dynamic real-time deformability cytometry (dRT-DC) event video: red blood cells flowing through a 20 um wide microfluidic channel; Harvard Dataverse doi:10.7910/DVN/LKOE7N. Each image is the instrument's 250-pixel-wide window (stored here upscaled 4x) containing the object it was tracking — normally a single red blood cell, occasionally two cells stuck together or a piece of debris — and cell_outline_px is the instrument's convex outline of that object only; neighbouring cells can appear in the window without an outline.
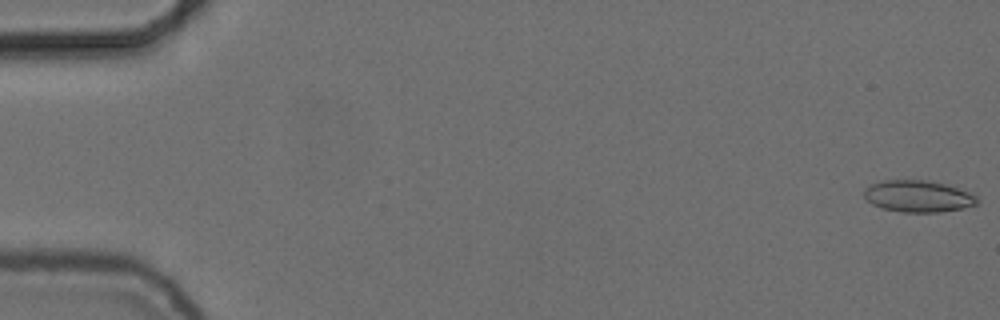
{"species": "common noctule bat (a hibernating species)", "species_latin": "Nyctalus noctula", "temperature_condition": "cold", "stored_images_in_passage": 56, "camera_frame_rate_fps": 3000, "um_per_image_px": 0.085, "animal": {"sex": "female", "body_mass_g": 24.6, "forearm_length_mm": 56.2}, "frame": {"image": 1, "passage_image": 1, "time_ms": 0.0, "image_size_px": [1000, 320], "cell_outline_px": [[980, 200], [976, 204], [960, 208], [940, 212], [904, 212], [884, 208], [872, 204], [864, 196], [864, 188], [872, 184], [884, 180], [928, 180], [944, 184], [968, 192], [976, 196]], "centroid_in_image_um": [78.02, 16.67], "position_along_channel_um": 7.0, "area_um2": 20.58}}
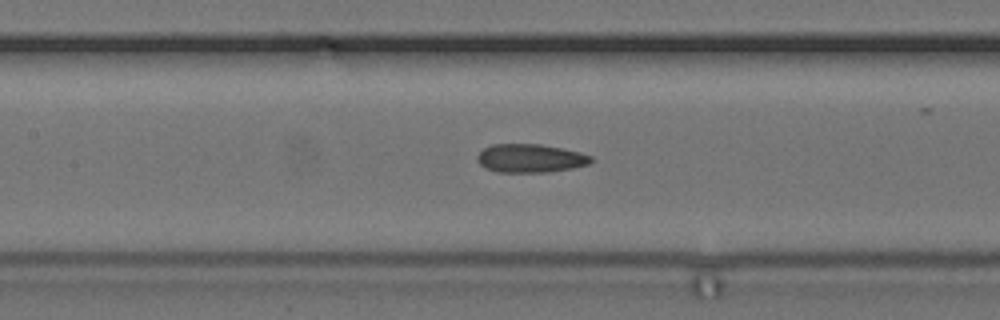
{"frame": {"image": 2, "passage_image": 26, "time_ms": 8.333, "image_size_px": [1000, 320], "cell_outline_px": [[596, 160], [588, 164], [572, 168], [548, 172], [496, 172], [484, 168], [476, 160], [476, 156], [484, 148], [492, 144], [540, 144], [564, 148], [580, 152], [592, 156]], "centroid_in_image_um": [45.09, 13.45], "position_along_channel_um": 162.3, "area_um2": 19.13}}
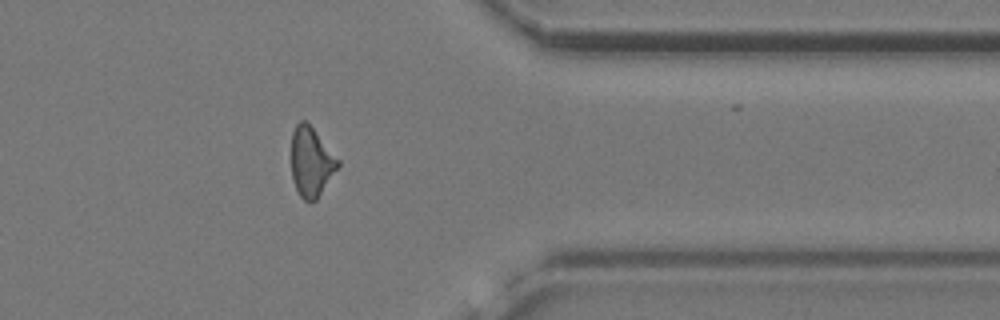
{"frame": {"image": 3, "passage_image": 45, "time_ms": 14.667, "image_size_px": [1000, 320], "cell_outline_px": [[340, 164], [316, 200], [304, 200], [300, 196], [296, 188], [292, 176], [292, 132], [296, 124], [300, 120], [304, 120], [312, 128], [340, 160]], "centroid_in_image_um": [26.45, 13.75], "position_along_channel_um": 385.0, "area_um2": 18.44}, "authors_computed_cell_mechanics": {"area_um2": 19.3052, "velocity_mm_per_s": 3.7161, "shape_relaxation_time_tau1_ms": null, "shape_relaxation_time_tau2_ms": 3.4776, "deformation_change_tau1": null, "deformation_change_tau2": 0.1151}}